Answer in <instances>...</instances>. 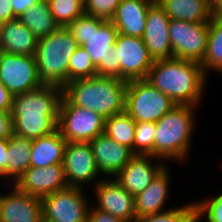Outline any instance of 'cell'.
Segmentation results:
<instances>
[{"mask_svg": "<svg viewBox=\"0 0 222 222\" xmlns=\"http://www.w3.org/2000/svg\"><path fill=\"white\" fill-rule=\"evenodd\" d=\"M208 75L200 63L180 58L155 60L146 80L170 97L176 105L199 107L206 90ZM207 85V86H206Z\"/></svg>", "mask_w": 222, "mask_h": 222, "instance_id": "1", "label": "cell"}, {"mask_svg": "<svg viewBox=\"0 0 222 222\" xmlns=\"http://www.w3.org/2000/svg\"><path fill=\"white\" fill-rule=\"evenodd\" d=\"M127 81L111 76H93L68 82L63 97L72 105L86 108L105 119L125 111Z\"/></svg>", "mask_w": 222, "mask_h": 222, "instance_id": "2", "label": "cell"}, {"mask_svg": "<svg viewBox=\"0 0 222 222\" xmlns=\"http://www.w3.org/2000/svg\"><path fill=\"white\" fill-rule=\"evenodd\" d=\"M196 106L176 105L155 123L154 157L165 162L189 158L196 131Z\"/></svg>", "mask_w": 222, "mask_h": 222, "instance_id": "3", "label": "cell"}, {"mask_svg": "<svg viewBox=\"0 0 222 222\" xmlns=\"http://www.w3.org/2000/svg\"><path fill=\"white\" fill-rule=\"evenodd\" d=\"M79 47L67 27H59L49 36L38 39L35 60L43 85L63 88L68 83V64Z\"/></svg>", "mask_w": 222, "mask_h": 222, "instance_id": "4", "label": "cell"}, {"mask_svg": "<svg viewBox=\"0 0 222 222\" xmlns=\"http://www.w3.org/2000/svg\"><path fill=\"white\" fill-rule=\"evenodd\" d=\"M67 28L90 56L97 75L106 76V58L111 54L119 34L114 24L110 20L84 13Z\"/></svg>", "mask_w": 222, "mask_h": 222, "instance_id": "5", "label": "cell"}, {"mask_svg": "<svg viewBox=\"0 0 222 222\" xmlns=\"http://www.w3.org/2000/svg\"><path fill=\"white\" fill-rule=\"evenodd\" d=\"M176 103L146 79L127 81L125 112L135 122H157Z\"/></svg>", "mask_w": 222, "mask_h": 222, "instance_id": "6", "label": "cell"}, {"mask_svg": "<svg viewBox=\"0 0 222 222\" xmlns=\"http://www.w3.org/2000/svg\"><path fill=\"white\" fill-rule=\"evenodd\" d=\"M86 192L67 187L41 198L43 222H87L92 200Z\"/></svg>", "mask_w": 222, "mask_h": 222, "instance_id": "7", "label": "cell"}, {"mask_svg": "<svg viewBox=\"0 0 222 222\" xmlns=\"http://www.w3.org/2000/svg\"><path fill=\"white\" fill-rule=\"evenodd\" d=\"M105 118L86 108L70 104L62 97L58 130L67 142H90L104 133Z\"/></svg>", "mask_w": 222, "mask_h": 222, "instance_id": "8", "label": "cell"}, {"mask_svg": "<svg viewBox=\"0 0 222 222\" xmlns=\"http://www.w3.org/2000/svg\"><path fill=\"white\" fill-rule=\"evenodd\" d=\"M168 30L173 57L201 64L206 53L209 23L170 19Z\"/></svg>", "mask_w": 222, "mask_h": 222, "instance_id": "9", "label": "cell"}, {"mask_svg": "<svg viewBox=\"0 0 222 222\" xmlns=\"http://www.w3.org/2000/svg\"><path fill=\"white\" fill-rule=\"evenodd\" d=\"M115 47L116 77L126 81L146 79L154 60L143 38L118 34Z\"/></svg>", "mask_w": 222, "mask_h": 222, "instance_id": "10", "label": "cell"}, {"mask_svg": "<svg viewBox=\"0 0 222 222\" xmlns=\"http://www.w3.org/2000/svg\"><path fill=\"white\" fill-rule=\"evenodd\" d=\"M0 81L13 96L35 90L43 85L34 56L2 51H0Z\"/></svg>", "mask_w": 222, "mask_h": 222, "instance_id": "11", "label": "cell"}, {"mask_svg": "<svg viewBox=\"0 0 222 222\" xmlns=\"http://www.w3.org/2000/svg\"><path fill=\"white\" fill-rule=\"evenodd\" d=\"M64 176L68 187L94 186L103 178L97 169L89 142H67L63 157Z\"/></svg>", "mask_w": 222, "mask_h": 222, "instance_id": "12", "label": "cell"}, {"mask_svg": "<svg viewBox=\"0 0 222 222\" xmlns=\"http://www.w3.org/2000/svg\"><path fill=\"white\" fill-rule=\"evenodd\" d=\"M63 89L58 86L41 87L13 97L12 117H59Z\"/></svg>", "mask_w": 222, "mask_h": 222, "instance_id": "13", "label": "cell"}, {"mask_svg": "<svg viewBox=\"0 0 222 222\" xmlns=\"http://www.w3.org/2000/svg\"><path fill=\"white\" fill-rule=\"evenodd\" d=\"M97 209L110 213L124 222H134L135 202L134 196L125 190L113 178H103L92 186Z\"/></svg>", "mask_w": 222, "mask_h": 222, "instance_id": "14", "label": "cell"}, {"mask_svg": "<svg viewBox=\"0 0 222 222\" xmlns=\"http://www.w3.org/2000/svg\"><path fill=\"white\" fill-rule=\"evenodd\" d=\"M152 155L135 154L113 178L133 196L144 191L169 164Z\"/></svg>", "mask_w": 222, "mask_h": 222, "instance_id": "15", "label": "cell"}, {"mask_svg": "<svg viewBox=\"0 0 222 222\" xmlns=\"http://www.w3.org/2000/svg\"><path fill=\"white\" fill-rule=\"evenodd\" d=\"M19 191L43 198L68 187L63 164L29 167L13 184Z\"/></svg>", "mask_w": 222, "mask_h": 222, "instance_id": "16", "label": "cell"}, {"mask_svg": "<svg viewBox=\"0 0 222 222\" xmlns=\"http://www.w3.org/2000/svg\"><path fill=\"white\" fill-rule=\"evenodd\" d=\"M169 22L170 18L155 0L148 9L146 28L142 37L154 61L173 58L168 30Z\"/></svg>", "mask_w": 222, "mask_h": 222, "instance_id": "17", "label": "cell"}, {"mask_svg": "<svg viewBox=\"0 0 222 222\" xmlns=\"http://www.w3.org/2000/svg\"><path fill=\"white\" fill-rule=\"evenodd\" d=\"M0 222H43L41 198L11 184L8 193H0Z\"/></svg>", "mask_w": 222, "mask_h": 222, "instance_id": "18", "label": "cell"}, {"mask_svg": "<svg viewBox=\"0 0 222 222\" xmlns=\"http://www.w3.org/2000/svg\"><path fill=\"white\" fill-rule=\"evenodd\" d=\"M89 143L102 178H114L135 155L130 148L117 143L104 133Z\"/></svg>", "mask_w": 222, "mask_h": 222, "instance_id": "19", "label": "cell"}, {"mask_svg": "<svg viewBox=\"0 0 222 222\" xmlns=\"http://www.w3.org/2000/svg\"><path fill=\"white\" fill-rule=\"evenodd\" d=\"M170 166H166L149 186L141 193L134 196L136 218L153 215L167 211L173 207H166L170 189L171 172Z\"/></svg>", "mask_w": 222, "mask_h": 222, "instance_id": "20", "label": "cell"}, {"mask_svg": "<svg viewBox=\"0 0 222 222\" xmlns=\"http://www.w3.org/2000/svg\"><path fill=\"white\" fill-rule=\"evenodd\" d=\"M155 0H120L110 21L119 33L142 38L146 28V18L150 5Z\"/></svg>", "mask_w": 222, "mask_h": 222, "instance_id": "21", "label": "cell"}, {"mask_svg": "<svg viewBox=\"0 0 222 222\" xmlns=\"http://www.w3.org/2000/svg\"><path fill=\"white\" fill-rule=\"evenodd\" d=\"M37 37L18 19L0 25V51L24 56H34Z\"/></svg>", "mask_w": 222, "mask_h": 222, "instance_id": "22", "label": "cell"}, {"mask_svg": "<svg viewBox=\"0 0 222 222\" xmlns=\"http://www.w3.org/2000/svg\"><path fill=\"white\" fill-rule=\"evenodd\" d=\"M67 141L59 130L32 139L30 167H47L54 164H63L64 149Z\"/></svg>", "mask_w": 222, "mask_h": 222, "instance_id": "23", "label": "cell"}, {"mask_svg": "<svg viewBox=\"0 0 222 222\" xmlns=\"http://www.w3.org/2000/svg\"><path fill=\"white\" fill-rule=\"evenodd\" d=\"M170 19L209 23L211 4L206 0H156Z\"/></svg>", "mask_w": 222, "mask_h": 222, "instance_id": "24", "label": "cell"}, {"mask_svg": "<svg viewBox=\"0 0 222 222\" xmlns=\"http://www.w3.org/2000/svg\"><path fill=\"white\" fill-rule=\"evenodd\" d=\"M32 139L13 134L8 139L6 157V180L14 184L30 167Z\"/></svg>", "mask_w": 222, "mask_h": 222, "instance_id": "25", "label": "cell"}, {"mask_svg": "<svg viewBox=\"0 0 222 222\" xmlns=\"http://www.w3.org/2000/svg\"><path fill=\"white\" fill-rule=\"evenodd\" d=\"M18 19L37 39L49 36L59 28L50 12L47 0H40L37 4L27 9Z\"/></svg>", "mask_w": 222, "mask_h": 222, "instance_id": "26", "label": "cell"}, {"mask_svg": "<svg viewBox=\"0 0 222 222\" xmlns=\"http://www.w3.org/2000/svg\"><path fill=\"white\" fill-rule=\"evenodd\" d=\"M201 66L206 75L211 70L222 74V18L211 16L206 53Z\"/></svg>", "mask_w": 222, "mask_h": 222, "instance_id": "27", "label": "cell"}, {"mask_svg": "<svg viewBox=\"0 0 222 222\" xmlns=\"http://www.w3.org/2000/svg\"><path fill=\"white\" fill-rule=\"evenodd\" d=\"M59 117H12L13 134L35 139L58 130Z\"/></svg>", "mask_w": 222, "mask_h": 222, "instance_id": "28", "label": "cell"}, {"mask_svg": "<svg viewBox=\"0 0 222 222\" xmlns=\"http://www.w3.org/2000/svg\"><path fill=\"white\" fill-rule=\"evenodd\" d=\"M104 134L134 153L135 121L125 111L105 119Z\"/></svg>", "mask_w": 222, "mask_h": 222, "instance_id": "29", "label": "cell"}, {"mask_svg": "<svg viewBox=\"0 0 222 222\" xmlns=\"http://www.w3.org/2000/svg\"><path fill=\"white\" fill-rule=\"evenodd\" d=\"M50 12L59 27H67L85 13L84 0H47Z\"/></svg>", "mask_w": 222, "mask_h": 222, "instance_id": "30", "label": "cell"}, {"mask_svg": "<svg viewBox=\"0 0 222 222\" xmlns=\"http://www.w3.org/2000/svg\"><path fill=\"white\" fill-rule=\"evenodd\" d=\"M195 203L186 202L183 205L173 206V208L153 215L136 218L134 222H194Z\"/></svg>", "mask_w": 222, "mask_h": 222, "instance_id": "31", "label": "cell"}, {"mask_svg": "<svg viewBox=\"0 0 222 222\" xmlns=\"http://www.w3.org/2000/svg\"><path fill=\"white\" fill-rule=\"evenodd\" d=\"M96 66L86 50L79 46L71 56L68 64V82L96 76Z\"/></svg>", "mask_w": 222, "mask_h": 222, "instance_id": "32", "label": "cell"}, {"mask_svg": "<svg viewBox=\"0 0 222 222\" xmlns=\"http://www.w3.org/2000/svg\"><path fill=\"white\" fill-rule=\"evenodd\" d=\"M195 203L196 222H222V192L218 195L207 196Z\"/></svg>", "mask_w": 222, "mask_h": 222, "instance_id": "33", "label": "cell"}, {"mask_svg": "<svg viewBox=\"0 0 222 222\" xmlns=\"http://www.w3.org/2000/svg\"><path fill=\"white\" fill-rule=\"evenodd\" d=\"M155 122H135L134 154L154 156Z\"/></svg>", "mask_w": 222, "mask_h": 222, "instance_id": "34", "label": "cell"}, {"mask_svg": "<svg viewBox=\"0 0 222 222\" xmlns=\"http://www.w3.org/2000/svg\"><path fill=\"white\" fill-rule=\"evenodd\" d=\"M119 3L120 0H84V10L86 14L110 20Z\"/></svg>", "mask_w": 222, "mask_h": 222, "instance_id": "35", "label": "cell"}, {"mask_svg": "<svg viewBox=\"0 0 222 222\" xmlns=\"http://www.w3.org/2000/svg\"><path fill=\"white\" fill-rule=\"evenodd\" d=\"M87 222H124L122 219L113 216L110 213L101 211L91 204L88 212Z\"/></svg>", "mask_w": 222, "mask_h": 222, "instance_id": "36", "label": "cell"}, {"mask_svg": "<svg viewBox=\"0 0 222 222\" xmlns=\"http://www.w3.org/2000/svg\"><path fill=\"white\" fill-rule=\"evenodd\" d=\"M13 135L11 112L0 110V139H9Z\"/></svg>", "mask_w": 222, "mask_h": 222, "instance_id": "37", "label": "cell"}, {"mask_svg": "<svg viewBox=\"0 0 222 222\" xmlns=\"http://www.w3.org/2000/svg\"><path fill=\"white\" fill-rule=\"evenodd\" d=\"M40 0H11L14 16L19 18L27 9L37 4Z\"/></svg>", "mask_w": 222, "mask_h": 222, "instance_id": "38", "label": "cell"}, {"mask_svg": "<svg viewBox=\"0 0 222 222\" xmlns=\"http://www.w3.org/2000/svg\"><path fill=\"white\" fill-rule=\"evenodd\" d=\"M13 95L0 81V110L11 112L13 104Z\"/></svg>", "mask_w": 222, "mask_h": 222, "instance_id": "39", "label": "cell"}, {"mask_svg": "<svg viewBox=\"0 0 222 222\" xmlns=\"http://www.w3.org/2000/svg\"><path fill=\"white\" fill-rule=\"evenodd\" d=\"M12 19H16V17L13 13L11 0H0V25Z\"/></svg>", "mask_w": 222, "mask_h": 222, "instance_id": "40", "label": "cell"}, {"mask_svg": "<svg viewBox=\"0 0 222 222\" xmlns=\"http://www.w3.org/2000/svg\"><path fill=\"white\" fill-rule=\"evenodd\" d=\"M8 147V139H0V181H6V151Z\"/></svg>", "mask_w": 222, "mask_h": 222, "instance_id": "41", "label": "cell"}, {"mask_svg": "<svg viewBox=\"0 0 222 222\" xmlns=\"http://www.w3.org/2000/svg\"><path fill=\"white\" fill-rule=\"evenodd\" d=\"M106 76L116 77L115 47H113L111 54L106 58Z\"/></svg>", "mask_w": 222, "mask_h": 222, "instance_id": "42", "label": "cell"}, {"mask_svg": "<svg viewBox=\"0 0 222 222\" xmlns=\"http://www.w3.org/2000/svg\"><path fill=\"white\" fill-rule=\"evenodd\" d=\"M211 16L222 18V0H214L211 3Z\"/></svg>", "mask_w": 222, "mask_h": 222, "instance_id": "43", "label": "cell"}, {"mask_svg": "<svg viewBox=\"0 0 222 222\" xmlns=\"http://www.w3.org/2000/svg\"><path fill=\"white\" fill-rule=\"evenodd\" d=\"M206 1H208L211 4L214 0H206Z\"/></svg>", "mask_w": 222, "mask_h": 222, "instance_id": "44", "label": "cell"}]
</instances>
